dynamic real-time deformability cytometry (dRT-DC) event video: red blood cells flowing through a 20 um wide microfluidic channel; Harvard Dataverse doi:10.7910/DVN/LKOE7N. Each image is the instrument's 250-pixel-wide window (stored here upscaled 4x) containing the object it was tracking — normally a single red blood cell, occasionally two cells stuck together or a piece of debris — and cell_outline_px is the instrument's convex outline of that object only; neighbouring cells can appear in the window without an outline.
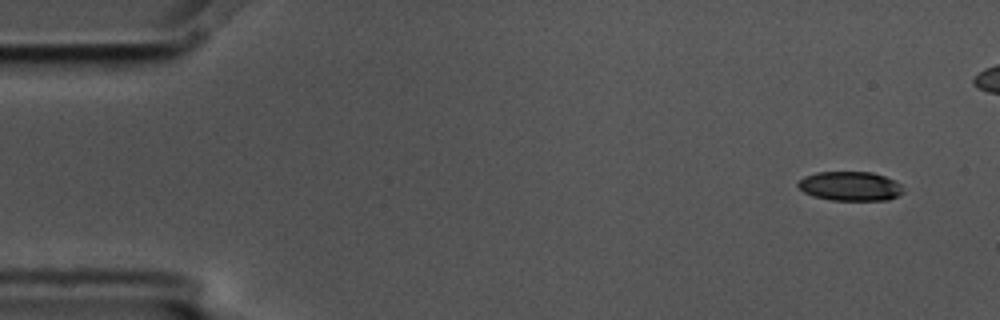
{"species": "common noctule bat (a hibernating species)", "species_latin": "Nyctalus noctula", "temperature_condition": "cold", "stored_images_in_passage": 7, "camera_frame_rate_fps": 3000, "um_per_image_px": 0.085, "animal": {"sex": "male", "body_mass_g": 17.5, "forearm_length_mm": 52.3}, "frame": {"image": 1, "passage_image": 1, "time_ms": 0.0, "image_size_px": [1000, 320], "cell_outline_px": [[904, 192], [888, 200], [832, 200], [812, 196], [804, 192], [796, 184], [804, 176], [816, 172], [872, 172], [884, 176], [900, 184]], "centroid_in_image_um": [72.24, 15.82], "position_along_channel_um": 12.8, "area_um2": 17.86}}